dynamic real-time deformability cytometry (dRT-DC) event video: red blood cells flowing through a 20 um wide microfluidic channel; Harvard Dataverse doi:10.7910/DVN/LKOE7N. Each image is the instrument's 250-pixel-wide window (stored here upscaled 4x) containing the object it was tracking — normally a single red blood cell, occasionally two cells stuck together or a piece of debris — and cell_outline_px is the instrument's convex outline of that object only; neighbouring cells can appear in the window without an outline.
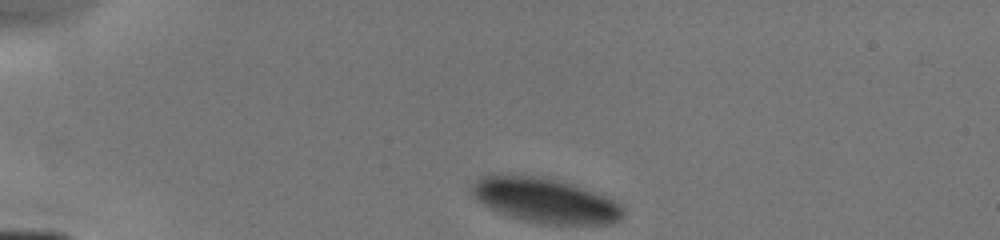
{"species": "human", "species_latin": "Homo sapiens", "temperature_condition": "cold", "stored_images_in_passage": 33, "camera_frame_rate_fps": 3000, "um_per_image_px": 0.085, "donor": {"sex": "male"}, "frame": {"image": 1, "passage_image": 1, "time_ms": 0.0, "image_size_px": [1000, 240], "cell_outline_px": [[624, 216], [620, 220], [612, 224], [536, 224], [520, 220], [500, 212], [476, 200], [472, 192], [472, 184], [480, 176], [536, 176], [568, 184], [604, 196], [624, 204]], "centroid_in_image_um": [46.39, 17.08], "position_along_channel_um": 38.6, "area_um2": 38.84}}
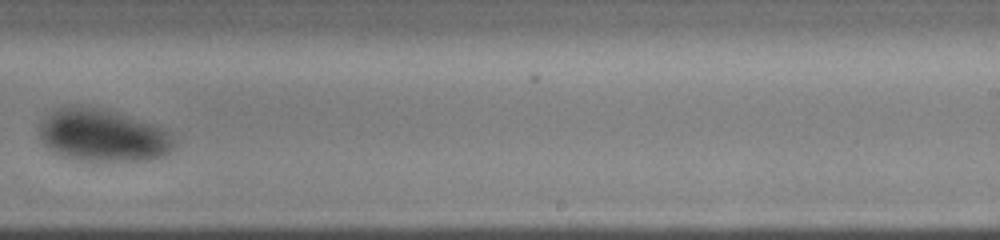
{"frame": {"image": 2, "passage_image": 22, "time_ms": 7.0, "image_size_px": [1000, 240], "cell_outline_px": [[176, 144], [172, 152], [164, 156], [148, 160], [76, 160], [64, 156], [56, 152], [40, 136], [40, 124], [52, 112], [68, 104], [80, 104], [108, 108], [152, 124], [168, 132]], "centroid_in_image_um": [8.79, 11.47], "position_along_channel_um": 280.2, "area_um2": 41.1}}
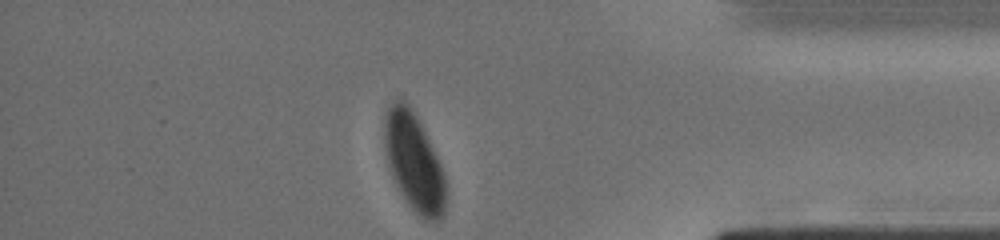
{"frame": {"image": 3, "passage_image": 33, "time_ms": 10.333, "image_size_px": [1000, 240], "cell_outline_px": [[448, 196], [444, 216], [440, 220], [424, 220], [412, 208], [400, 192], [392, 176], [388, 164], [384, 144], [384, 116], [388, 108], [396, 100], [404, 100], [412, 108], [444, 172], [448, 192]], "centroid_in_image_um": [35.21, 13.83], "position_along_channel_um": 400.0, "area_um2": 34.91}}